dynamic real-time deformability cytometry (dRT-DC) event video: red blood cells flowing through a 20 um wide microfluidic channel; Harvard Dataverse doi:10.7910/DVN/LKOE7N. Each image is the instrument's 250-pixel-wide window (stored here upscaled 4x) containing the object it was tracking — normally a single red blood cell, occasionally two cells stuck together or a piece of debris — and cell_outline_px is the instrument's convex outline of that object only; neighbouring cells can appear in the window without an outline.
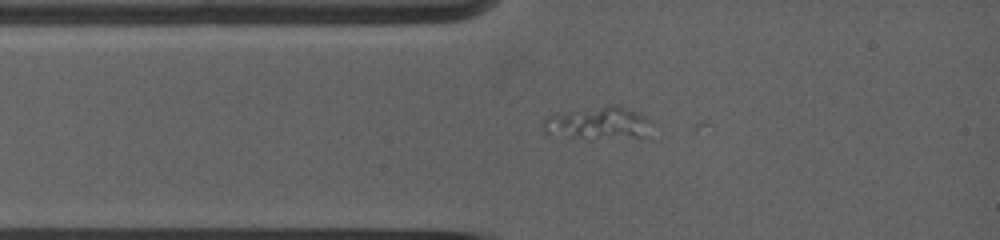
{"species": "common noctule bat (a hibernating species)", "species_latin": "Nyctalus noctula", "temperature_condition": "warm", "stored_images_in_passage": 2, "camera_frame_rate_fps": 5000, "um_per_image_px": 0.085, "animal": {"sex": "female", "body_mass_g": 19.0, "forearm_length_mm": 53.3}, "frame": {"image": 1, "passage_image": 1, "time_ms": 0.0, "image_size_px": [1000, 240], "cell_outline_px": [[652, 120], [644, 136], [588, 140], [548, 132], [540, 124], [552, 112], [608, 104], [616, 104], [640, 112]], "centroid_in_image_um": [50.82, 10.42], "position_along_channel_um": 34.2, "area_um2": 21.21}}